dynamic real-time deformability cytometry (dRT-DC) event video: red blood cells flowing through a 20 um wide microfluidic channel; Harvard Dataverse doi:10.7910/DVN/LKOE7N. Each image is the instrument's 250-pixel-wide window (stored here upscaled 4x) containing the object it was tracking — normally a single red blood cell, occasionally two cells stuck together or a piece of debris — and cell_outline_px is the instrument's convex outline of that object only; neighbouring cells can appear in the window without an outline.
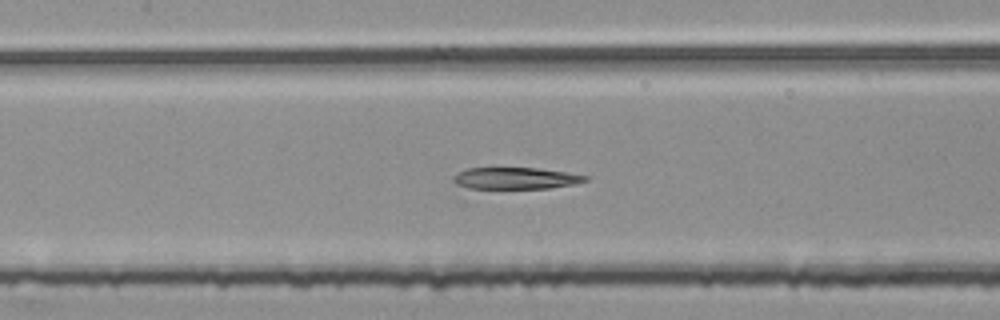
{"species": "common noctule bat (a hibernating species)", "species_latin": "Nyctalus noctula", "temperature_condition": "room temperature", "stored_images_in_passage": 54, "segment_of_instrument_passage": [2, 2], "camera_frame_rate_fps": 3000, "um_per_image_px": 0.085, "animal": {"sex": "female", "body_mass_g": 25.1}, "frame": {"image": 1, "passage_image": 25, "time_ms": 8.0, "image_size_px": [1000, 320], "cell_outline_px": [[588, 180], [576, 184], [548, 188], [468, 188], [456, 184], [452, 180], [452, 176], [468, 168], [536, 168], [568, 172], [588, 176]], "centroid_in_image_um": [43.85, 15.15], "position_along_channel_um": 163.6, "area_um2": 16.59}}
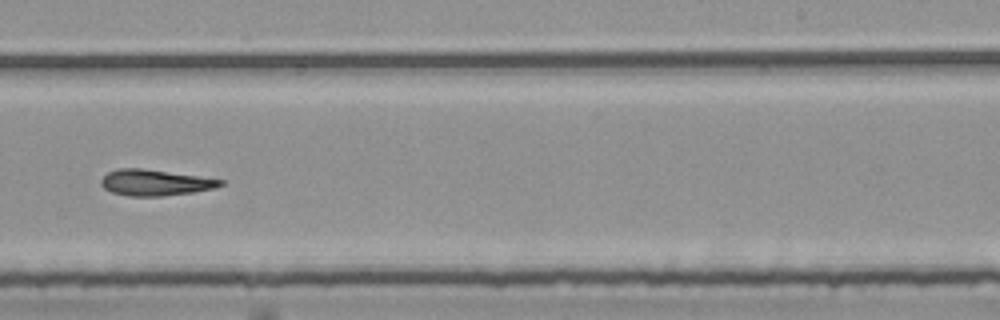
{"frame": {"image": 2, "passage_image": 34, "time_ms": 11.0, "image_size_px": [1000, 320], "cell_outline_px": [[224, 184], [216, 188], [192, 192], [160, 196], [128, 196], [112, 192], [104, 188], [100, 184], [100, 180], [108, 172], [120, 168], [144, 168], [224, 180]], "centroid_in_image_um": [13.17, 15.52], "position_along_channel_um": 275.8, "area_um2": 18.03}}
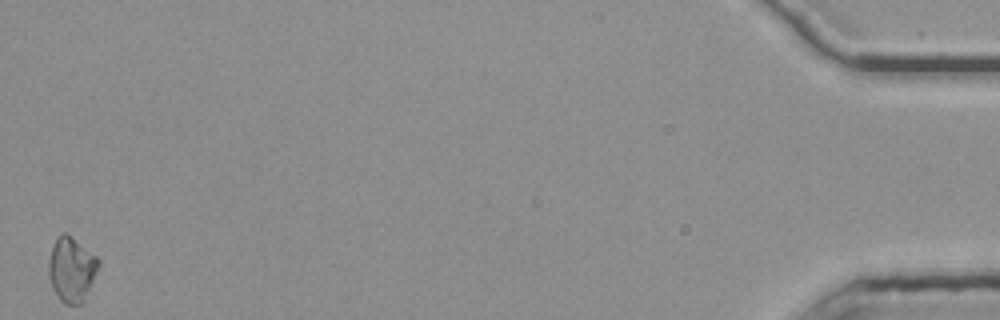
{"frame": {"image": 3, "passage_image": 54, "time_ms": 17.667, "image_size_px": [1000, 320], "cell_outline_px": [[100, 264], [80, 304], [64, 304], [60, 300], [52, 288], [48, 276], [48, 260], [56, 236], [64, 232], [96, 256], [100, 260]], "centroid_in_image_um": [6.03, 22.89], "position_along_channel_um": 429.2, "area_um2": 18.32}}